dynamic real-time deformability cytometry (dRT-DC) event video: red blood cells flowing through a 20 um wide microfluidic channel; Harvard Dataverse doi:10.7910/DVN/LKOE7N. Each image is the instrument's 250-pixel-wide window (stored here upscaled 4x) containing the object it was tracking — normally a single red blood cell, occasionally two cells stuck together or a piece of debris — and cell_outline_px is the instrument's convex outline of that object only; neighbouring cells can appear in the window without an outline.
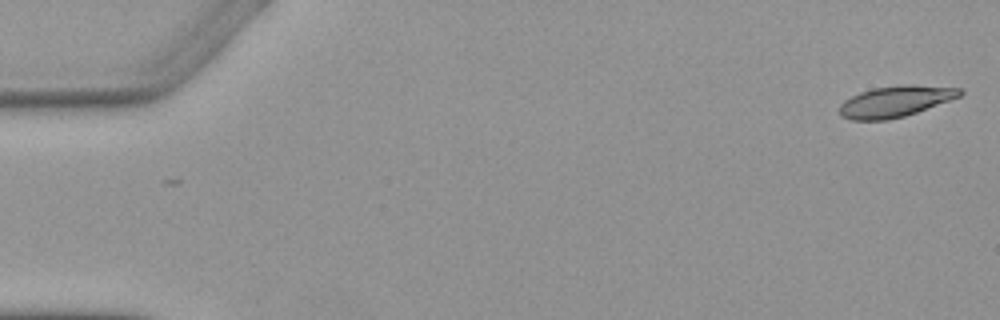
{"species": "Egyptian fruit bat (a non-hibernating species)", "species_latin": "Rousettus aegyptiacus", "temperature_condition": "warm", "stored_images_in_passage": 5, "camera_frame_rate_fps": 3000, "um_per_image_px": 0.085, "animal": {"sex": "female"}, "frame": {"image": 1, "passage_image": 1, "time_ms": 0.0, "image_size_px": [1000, 320], "cell_outline_px": [[964, 92], [960, 96], [916, 112], [904, 116], [888, 120], [852, 120], [840, 116], [840, 104], [844, 100], [860, 92], [872, 88], [904, 84], [912, 84], [960, 88]], "centroid_in_image_um": [76.08, 8.61], "position_along_channel_um": 8.9, "area_um2": 21.73}}
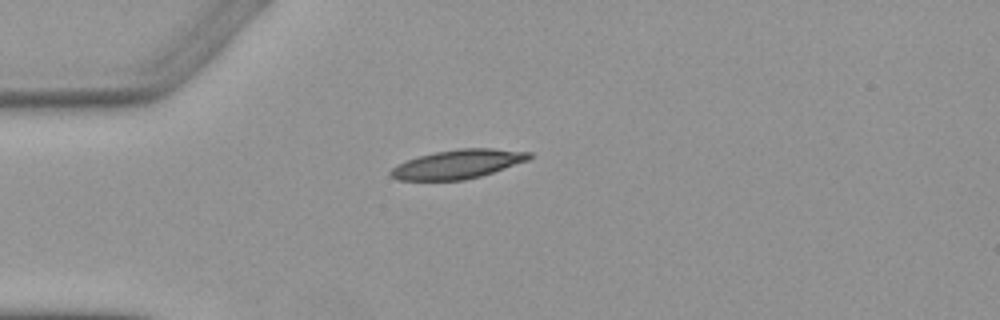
{"frame": {"image": 2, "passage_image": 4, "time_ms": 4.333, "image_size_px": [1000, 320], "cell_outline_px": [[532, 156], [528, 160], [480, 176], [464, 180], [396, 180], [388, 172], [396, 164], [420, 156], [436, 152], [460, 148], [492, 148], [532, 152]], "centroid_in_image_um": [38.91, 13.95], "position_along_channel_um": 46.1, "area_um2": 23.18}}
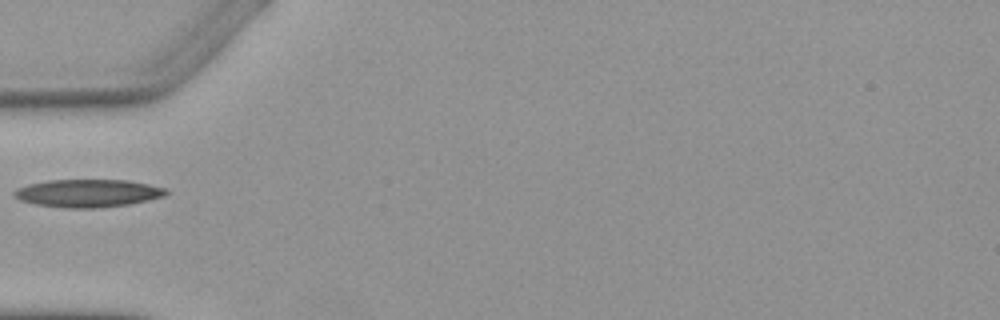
{"frame": {"image": 3, "passage_image": 5, "time_ms": 5.667, "image_size_px": [1000, 320], "cell_outline_px": [[168, 192], [164, 196], [148, 200], [128, 204], [96, 208], [64, 208], [36, 204], [20, 200], [12, 196], [12, 192], [16, 188], [28, 184], [48, 180], [128, 180], [168, 188]], "centroid_in_image_um": [7.45, 16.42], "position_along_channel_um": 77.6, "area_um2": 24.74}}